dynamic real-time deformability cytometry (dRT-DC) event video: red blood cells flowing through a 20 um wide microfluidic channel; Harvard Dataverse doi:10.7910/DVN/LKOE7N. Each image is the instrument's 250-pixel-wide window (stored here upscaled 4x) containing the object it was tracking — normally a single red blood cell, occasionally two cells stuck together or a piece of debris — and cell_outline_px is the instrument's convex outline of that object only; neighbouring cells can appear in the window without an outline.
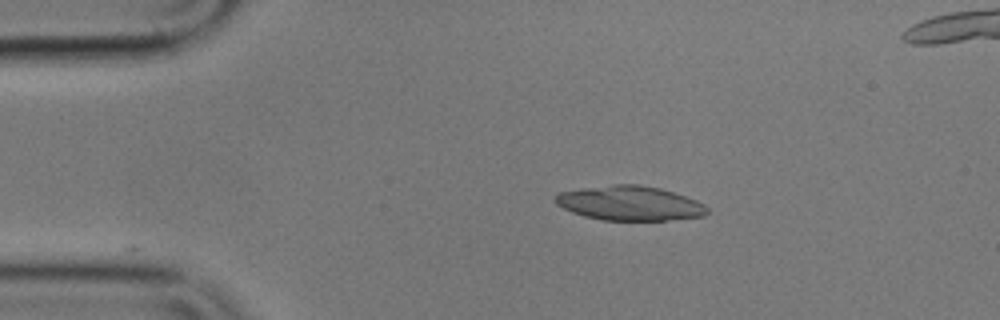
{"species": "common noctule bat (a hibernating species)", "species_latin": "Nyctalus noctula", "temperature_condition": "cold", "stored_images_in_passage": 19, "camera_frame_rate_fps": 3000, "um_per_image_px": 0.085, "animal": {"sex": "male", "body_mass_g": 17.9}, "frame": {"image": 1, "passage_image": 1, "time_ms": 0.0, "image_size_px": [1000, 320], "cell_outline_px": [[708, 212], [704, 216], [668, 220], [600, 220], [584, 216], [572, 212], [556, 204], [552, 200], [560, 192], [580, 188], [612, 184], [640, 184], [660, 188], [696, 200], [704, 204], [708, 208]], "centroid_in_image_um": [53.51, 17.27], "position_along_channel_um": 31.5, "area_um2": 30.63}}